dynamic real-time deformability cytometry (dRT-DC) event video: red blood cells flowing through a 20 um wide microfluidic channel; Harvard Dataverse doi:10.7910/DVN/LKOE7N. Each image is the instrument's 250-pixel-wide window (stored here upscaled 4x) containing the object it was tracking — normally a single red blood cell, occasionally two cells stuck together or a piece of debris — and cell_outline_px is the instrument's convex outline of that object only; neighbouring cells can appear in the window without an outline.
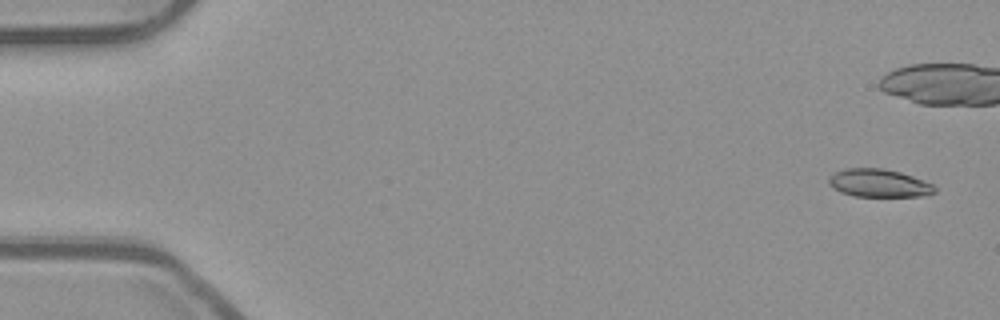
{"species": "common noctule bat (a hibernating species)", "species_latin": "Nyctalus noctula", "temperature_condition": "room temperature", "stored_images_in_passage": 44, "camera_frame_rate_fps": 3000, "um_per_image_px": 0.085, "animal": {"sex": "male", "body_mass_g": 23.1, "forearm_length_mm": 52.7}, "frame": {"image": 1, "passage_image": 3, "time_ms": 0.667, "image_size_px": [1000, 320], "cell_outline_px": [[936, 192], [924, 196], [856, 196], [840, 192], [832, 188], [828, 184], [828, 180], [836, 172], [844, 168], [884, 168], [900, 172], [912, 176], [932, 184], [936, 188]], "centroid_in_image_um": [74.7, 15.56], "position_along_channel_um": 10.3, "area_um2": 17.22}}
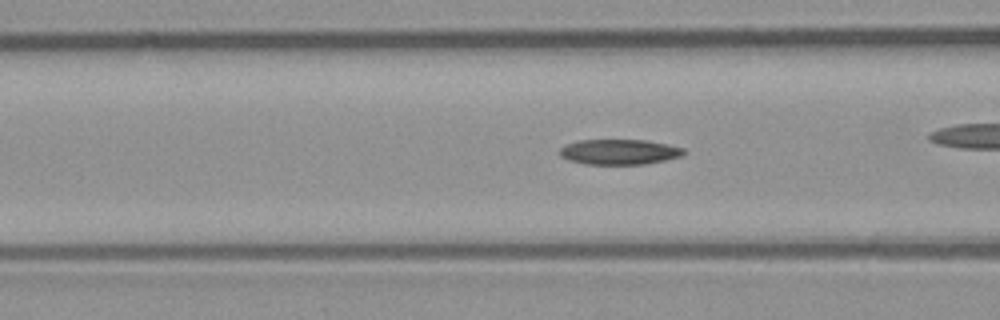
{"frame": {"image": 2, "passage_image": 22, "time_ms": 7.0, "image_size_px": [1000, 320], "cell_outline_px": [[688, 152], [684, 156], [644, 164], [584, 164], [568, 160], [560, 156], [560, 148], [564, 144], [576, 140], [644, 140], [668, 144], [684, 148]], "centroid_in_image_um": [52.65, 12.91], "position_along_channel_um": 114.0, "area_um2": 18.5}}
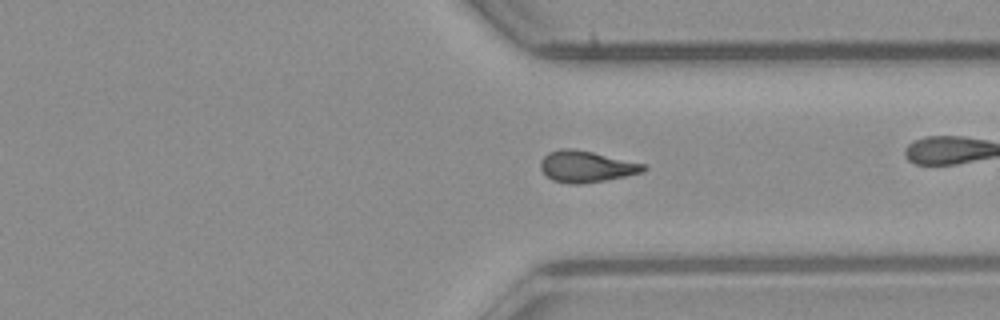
{"frame": {"image": 3, "passage_image": 41, "time_ms": 13.333, "image_size_px": [1000, 320], "cell_outline_px": [[648, 168], [644, 172], [608, 180], [580, 184], [568, 184], [552, 180], [540, 168], [540, 160], [548, 152], [560, 148], [572, 148], [592, 152], [644, 164]], "centroid_in_image_um": [49.82, 14.16], "position_along_channel_um": 361.6, "area_um2": 18.9}}